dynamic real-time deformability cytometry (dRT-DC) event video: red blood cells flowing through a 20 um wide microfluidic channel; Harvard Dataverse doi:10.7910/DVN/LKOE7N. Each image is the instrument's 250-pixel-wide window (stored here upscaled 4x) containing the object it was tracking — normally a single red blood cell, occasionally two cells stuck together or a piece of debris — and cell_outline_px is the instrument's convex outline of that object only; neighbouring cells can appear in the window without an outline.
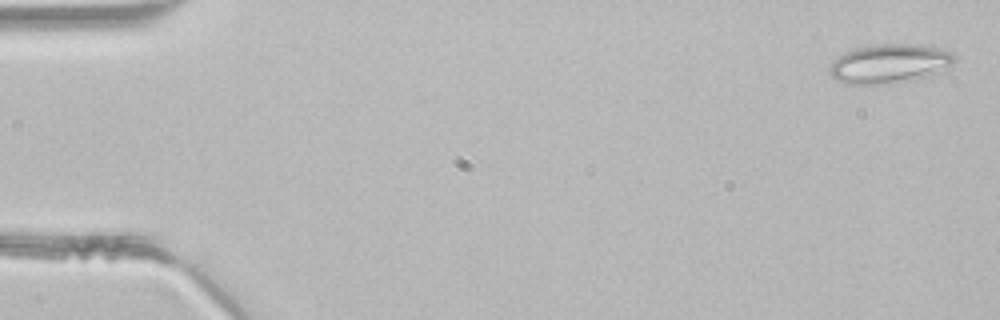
{"species": "common noctule bat (a hibernating species)", "species_latin": "Nyctalus noctula", "temperature_condition": "room temperature", "stored_images_in_passage": 46, "segment_of_instrument_passage": [1, 2], "camera_frame_rate_fps": 3000, "um_per_image_px": 0.085, "animal": {"sex": "male", "body_mass_g": 21.5, "forearm_length_mm": 52.0}, "frame": {"image": 1, "passage_image": 2, "time_ms": 0.333, "image_size_px": [1000, 320], "cell_outline_px": [[956, 60], [924, 76], [908, 80], [888, 84], [844, 84], [836, 80], [828, 72], [828, 68], [832, 60], [844, 52], [856, 48], [872, 44], [932, 44], [952, 52], [956, 56]], "centroid_in_image_um": [75.52, 5.38], "position_along_channel_um": 9.5, "area_um2": 28.5}}
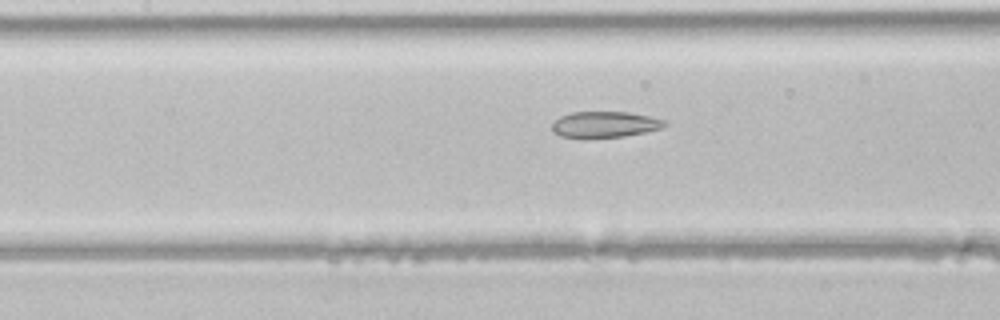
{"frame": {"image": 2, "passage_image": 21, "time_ms": 6.667, "image_size_px": [1000, 320], "cell_outline_px": [[664, 128], [648, 132], [624, 136], [560, 136], [552, 132], [552, 124], [560, 116], [572, 112], [628, 112], [648, 116], [664, 120]], "centroid_in_image_um": [51.42, 10.56], "position_along_channel_um": 156.0, "area_um2": 16.65}}
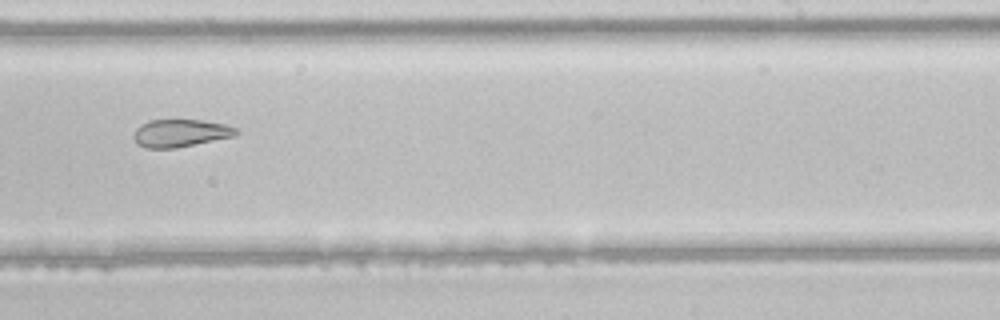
{"frame": {"image": 3, "passage_image": 29, "time_ms": 9.333, "image_size_px": [1000, 320], "cell_outline_px": [[240, 132], [236, 136], [176, 148], [148, 148], [136, 144], [132, 136], [136, 128], [140, 124], [148, 120], [200, 120], [224, 124], [236, 128]], "centroid_in_image_um": [15.32, 11.32], "position_along_channel_um": 273.7, "area_um2": 16.65}}